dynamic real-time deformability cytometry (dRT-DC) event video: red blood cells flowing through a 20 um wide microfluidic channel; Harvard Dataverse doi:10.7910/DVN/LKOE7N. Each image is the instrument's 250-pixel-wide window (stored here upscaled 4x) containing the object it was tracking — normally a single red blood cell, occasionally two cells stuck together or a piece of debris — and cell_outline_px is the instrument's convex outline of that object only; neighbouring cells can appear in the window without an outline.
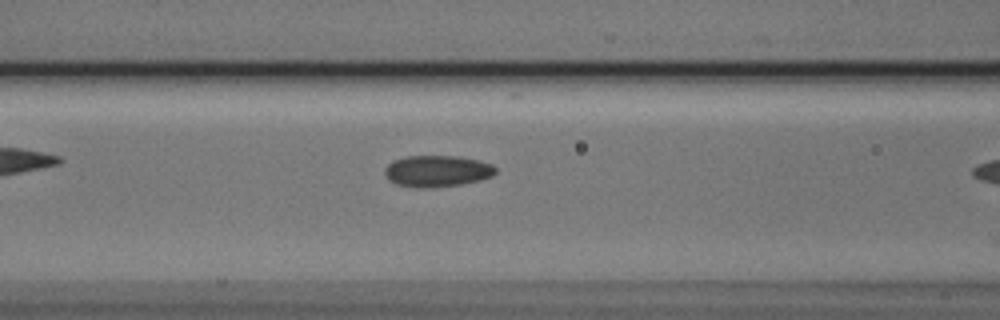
{"species": "Egyptian fruit bat (a non-hibernating species)", "species_latin": "Rousettus aegyptiacus", "temperature_condition": "cold", "stored_images_in_passage": 7, "camera_frame_rate_fps": 3000, "um_per_image_px": 0.085, "animal": {"sex": "male"}, "frame": {"image": 1, "passage_image": 6, "time_ms": 1.667, "image_size_px": [1000, 320], "cell_outline_px": [[496, 172], [492, 176], [480, 180], [460, 184], [428, 188], [420, 188], [396, 184], [388, 180], [384, 172], [384, 168], [392, 160], [404, 156], [456, 156], [480, 160], [492, 164], [496, 168]], "centroid_in_image_um": [37.13, 14.53], "position_along_channel_um": 129.5, "area_um2": 20.46}}